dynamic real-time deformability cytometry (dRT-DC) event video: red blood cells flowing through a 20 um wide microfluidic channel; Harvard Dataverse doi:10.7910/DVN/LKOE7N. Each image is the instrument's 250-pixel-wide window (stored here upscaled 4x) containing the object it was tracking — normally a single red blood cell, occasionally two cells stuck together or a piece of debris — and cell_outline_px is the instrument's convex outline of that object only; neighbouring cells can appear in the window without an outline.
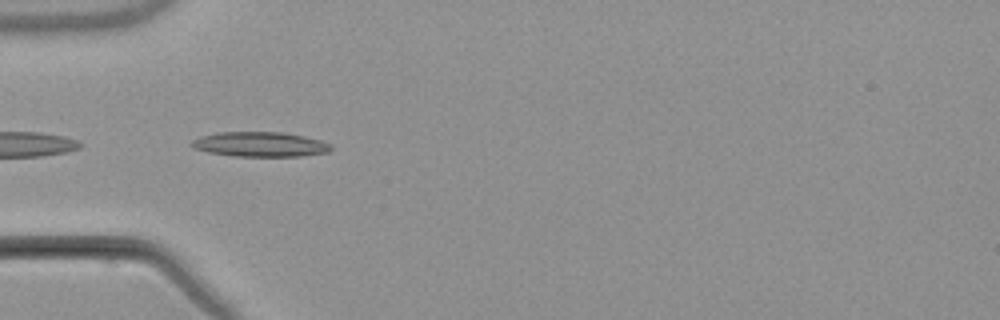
{"species": "common noctule bat (a hibernating species)", "species_latin": "Nyctalus noctula", "temperature_condition": "warm", "stored_images_in_passage": 5, "camera_frame_rate_fps": 3000, "um_per_image_px": 0.085, "animal": {"sex": "male", "body_mass_g": 21.5, "forearm_length_mm": 52.0}, "frame": {"image": 1, "passage_image": 4, "time_ms": 4.333, "image_size_px": [1000, 320], "cell_outline_px": [[332, 148], [328, 152], [304, 156], [232, 156], [208, 152], [192, 148], [192, 140], [200, 136], [216, 132], [284, 132], [304, 136], [320, 140], [332, 144]], "centroid_in_image_um": [22.11, 12.26], "position_along_channel_um": 62.9, "area_um2": 20.29}}
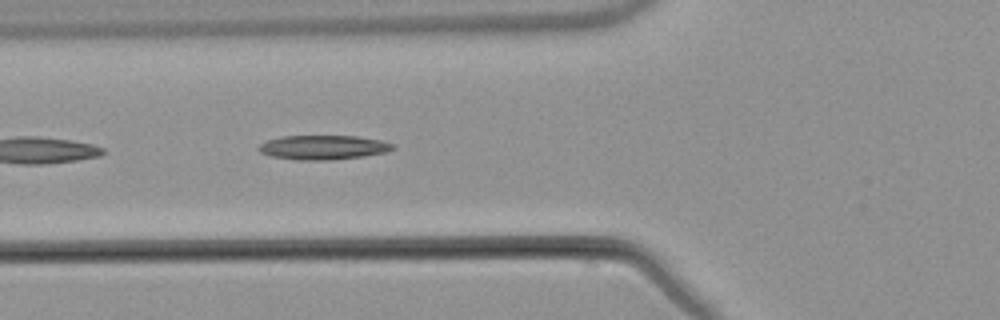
{"frame": {"image": 2, "passage_image": 5, "time_ms": 5.333, "image_size_px": [1000, 320], "cell_outline_px": [[396, 148], [384, 152], [364, 156], [332, 160], [296, 160], [272, 156], [260, 152], [256, 148], [260, 144], [268, 140], [280, 136], [356, 136], [380, 140], [396, 144]], "centroid_in_image_um": [27.48, 12.53], "position_along_channel_um": 98.3, "area_um2": 19.07}}